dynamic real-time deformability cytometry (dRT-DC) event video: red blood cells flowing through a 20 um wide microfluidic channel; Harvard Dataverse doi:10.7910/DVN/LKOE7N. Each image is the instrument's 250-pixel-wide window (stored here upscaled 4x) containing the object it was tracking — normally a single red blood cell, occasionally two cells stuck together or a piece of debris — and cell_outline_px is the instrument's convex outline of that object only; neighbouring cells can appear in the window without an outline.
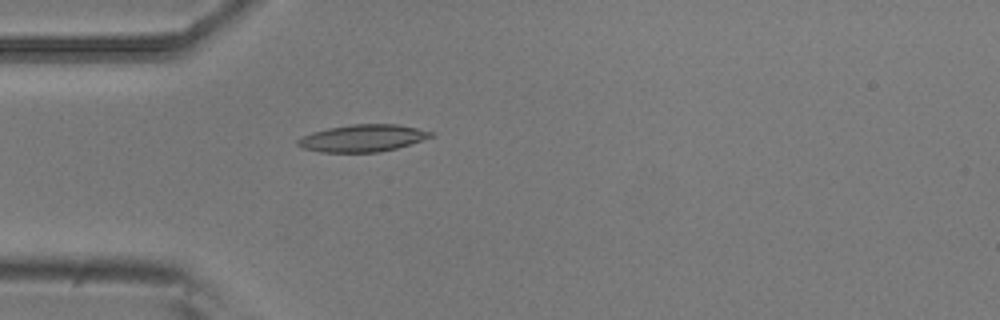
{"species": "common noctule bat (a hibernating species)", "species_latin": "Nyctalus noctula", "temperature_condition": "room temperature", "stored_images_in_passage": 5, "camera_frame_rate_fps": 3000, "um_per_image_px": 0.085, "animal": {"sex": "male", "body_mass_g": 20.5, "forearm_length_mm": 52.5}, "frame": {"image": 1, "passage_image": 5, "time_ms": 1.333, "image_size_px": [1000, 320], "cell_outline_px": [[436, 136], [396, 148], [380, 152], [320, 152], [304, 148], [296, 144], [296, 140], [312, 132], [328, 128], [352, 124], [396, 124], [436, 132]], "centroid_in_image_um": [30.86, 11.74], "position_along_channel_um": 54.1, "area_um2": 21.04}}